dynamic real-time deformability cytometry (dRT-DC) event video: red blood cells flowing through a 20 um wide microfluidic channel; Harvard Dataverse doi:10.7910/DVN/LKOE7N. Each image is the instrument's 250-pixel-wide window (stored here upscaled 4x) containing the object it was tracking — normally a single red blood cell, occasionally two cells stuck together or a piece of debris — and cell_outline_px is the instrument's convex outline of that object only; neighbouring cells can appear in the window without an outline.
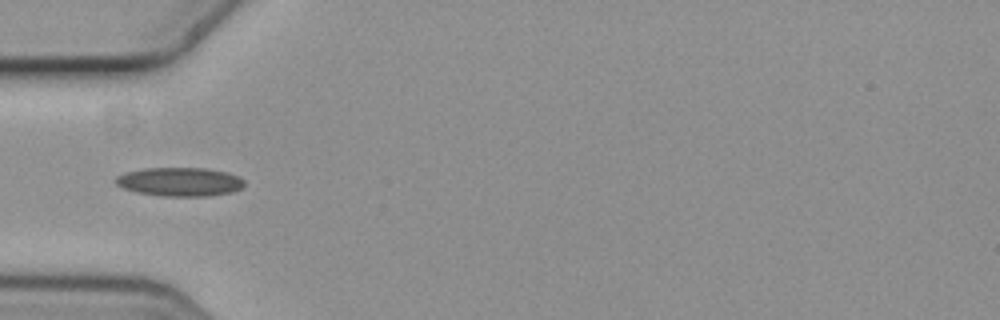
{"species": "common noctule bat (a hibernating species)", "species_latin": "Nyctalus noctula", "temperature_condition": "cold", "stored_images_in_passage": 4, "camera_frame_rate_fps": 3000, "um_per_image_px": 0.085, "animal": {"sex": "female", "body_mass_g": 19.3, "forearm_length_mm": 54.1}, "frame": {"image": 1, "passage_image": 2, "time_ms": 0.333, "image_size_px": [1000, 320], "cell_outline_px": [[244, 188], [232, 192], [208, 196], [160, 196], [136, 192], [124, 188], [116, 184], [116, 176], [124, 172], [144, 168], [208, 168], [228, 172], [240, 176], [244, 180]], "centroid_in_image_um": [15.32, 15.45], "position_along_channel_um": 69.7, "area_um2": 21.85}}
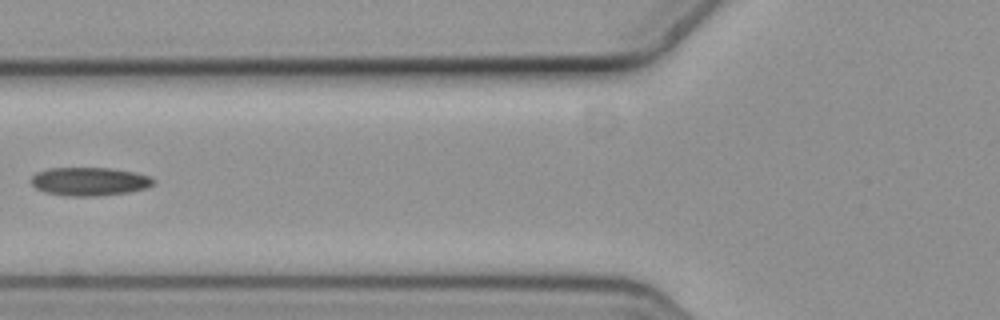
{"frame": {"image": 2, "passage_image": 3, "time_ms": 0.667, "image_size_px": [1000, 320], "cell_outline_px": [[156, 184], [144, 188], [128, 192], [100, 196], [64, 196], [44, 192], [36, 188], [32, 184], [32, 176], [36, 172], [48, 168], [112, 168], [136, 172], [148, 176], [156, 180]], "centroid_in_image_um": [7.61, 15.42], "position_along_channel_um": 118.2, "area_um2": 20.4}}
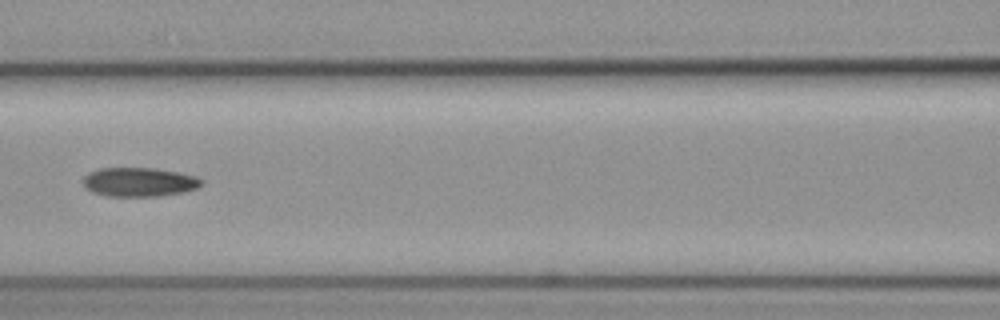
{"frame": {"image": 3, "passage_image": 4, "time_ms": 1.0, "image_size_px": [1000, 320], "cell_outline_px": [[204, 180], [196, 188], [184, 192], [156, 196], [108, 196], [92, 192], [84, 188], [84, 176], [88, 172], [100, 168], [156, 168], [180, 172], [196, 176]], "centroid_in_image_um": [11.82, 15.46], "position_along_channel_um": 154.8, "area_um2": 20.11}}